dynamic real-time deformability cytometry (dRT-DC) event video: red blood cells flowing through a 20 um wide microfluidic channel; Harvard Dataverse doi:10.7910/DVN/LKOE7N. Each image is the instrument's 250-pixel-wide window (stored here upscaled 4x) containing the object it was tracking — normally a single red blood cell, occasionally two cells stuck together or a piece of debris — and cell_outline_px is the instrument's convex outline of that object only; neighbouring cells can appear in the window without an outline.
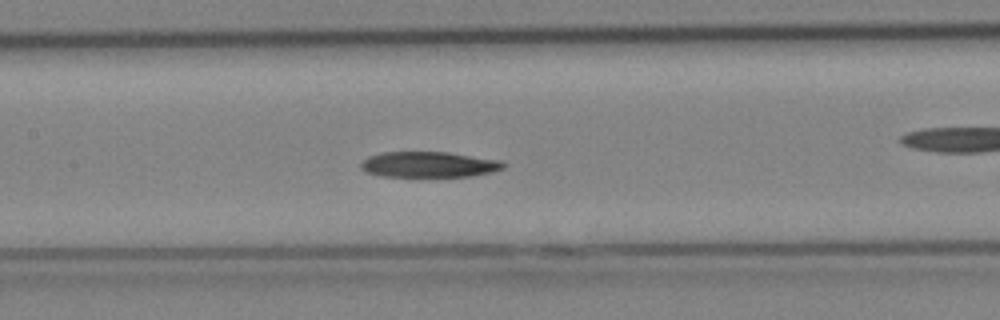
{"species": "Egyptian fruit bat (a non-hibernating species)", "species_latin": "Rousettus aegyptiacus", "temperature_condition": "cold", "stored_images_in_passage": 32, "camera_frame_rate_fps": 3000, "um_per_image_px": 0.085, "animal": {"sex": "female"}, "frame": {"image": 1, "passage_image": 14, "time_ms": 4.333, "image_size_px": [1000, 320], "cell_outline_px": [[504, 168], [492, 172], [472, 176], [380, 176], [368, 172], [360, 168], [360, 164], [368, 156], [380, 152], [448, 152], [500, 160], [504, 164]], "centroid_in_image_um": [36.44, 13.98], "position_along_channel_um": 171.0, "area_um2": 21.21}}